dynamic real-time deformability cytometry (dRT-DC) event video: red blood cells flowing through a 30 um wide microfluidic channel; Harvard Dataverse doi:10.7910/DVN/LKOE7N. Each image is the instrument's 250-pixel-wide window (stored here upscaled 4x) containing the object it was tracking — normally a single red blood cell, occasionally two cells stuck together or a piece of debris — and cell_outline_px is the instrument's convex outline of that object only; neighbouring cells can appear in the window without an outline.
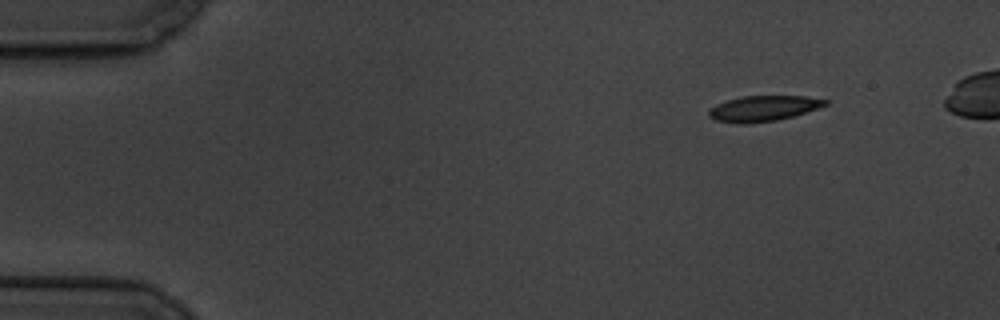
{"species": "common noctule bat (a hibernating species)", "species_latin": "Nyctalus noctula", "temperature_condition": "cold", "stored_images_in_passage": 5, "camera_frame_rate_fps": 3000, "um_per_image_px": 0.085, "animal": {"sex": "male", "body_mass_g": 19.5, "forearm_length_mm": 54.6}, "frame": {"image": 1, "passage_image": 1, "time_ms": 0.0, "image_size_px": [1000, 320], "cell_outline_px": [[828, 104], [792, 116], [776, 120], [748, 124], [736, 124], [712, 120], [708, 116], [708, 112], [716, 104], [728, 100], [744, 96], [804, 96], [828, 100]], "centroid_in_image_um": [64.82, 9.23], "position_along_channel_um": 20.2, "area_um2": 17.22}}